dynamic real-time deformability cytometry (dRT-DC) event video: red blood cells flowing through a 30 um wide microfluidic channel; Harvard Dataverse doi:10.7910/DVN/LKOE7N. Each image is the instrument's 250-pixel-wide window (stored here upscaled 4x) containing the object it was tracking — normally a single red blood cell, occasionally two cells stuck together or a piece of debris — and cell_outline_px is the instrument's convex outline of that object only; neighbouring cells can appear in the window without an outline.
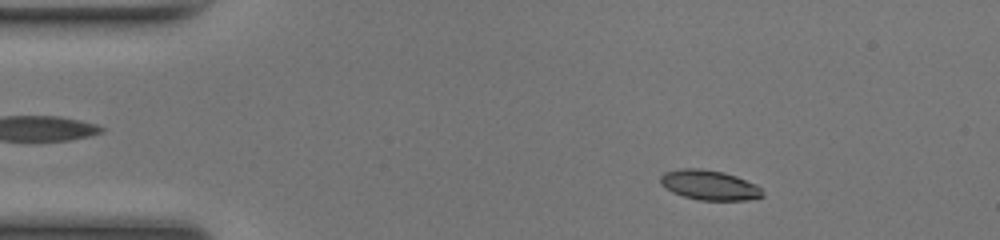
{"species": "common noctule bat (a hibernating species)", "species_latin": "Nyctalus noctula", "temperature_condition": "room temperature", "stored_images_in_passage": 43, "camera_frame_rate_fps": 3000, "um_per_image_px": 0.085, "animal": {"sex": "female", "body_mass_g": 17.0, "forearm_length_mm": 48.0}, "frame": {"image": 1, "passage_image": 1, "time_ms": 0.0, "image_size_px": [1000, 240], "cell_outline_px": [[764, 196], [748, 200], [700, 200], [684, 196], [672, 192], [660, 184], [660, 176], [664, 172], [680, 168], [700, 168], [724, 172], [736, 176], [756, 184], [764, 192]], "centroid_in_image_um": [60.29, 15.72], "position_along_channel_um": 24.7, "area_um2": 17.86}}
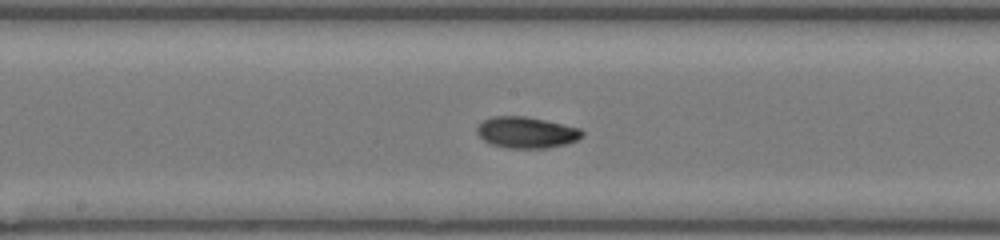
{"frame": {"image": 2, "passage_image": 19, "time_ms": 6.0, "image_size_px": [1000, 240], "cell_outline_px": [[584, 136], [568, 144], [548, 148], [504, 148], [492, 144], [484, 140], [476, 132], [476, 128], [484, 120], [492, 116], [524, 116], [544, 120], [580, 128], [584, 132]], "centroid_in_image_um": [44.76, 11.27], "position_along_channel_um": 203.4, "area_um2": 19.19}}
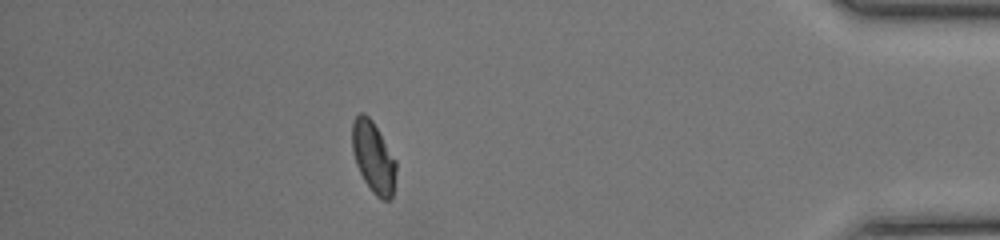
{"frame": {"image": 3, "passage_image": 37, "time_ms": 12.0, "image_size_px": [1000, 240], "cell_outline_px": [[396, 172], [392, 196], [388, 200], [380, 200], [372, 192], [364, 180], [356, 164], [352, 152], [352, 124], [356, 116], [360, 112], [364, 112], [372, 120], [396, 160]], "centroid_in_image_um": [31.73, 13.36], "position_along_channel_um": 403.5, "area_um2": 18.21}, "authors_computed_cell_mechanics": {"area_um2": 18.207, "velocity_mm_per_s": 4.1706, "shape_relaxation_time_tau1_ms": 3.1269, "shape_relaxation_time_tau2_ms": 5.1425, "deformation_change_tau1": 0.1571, "deformation_change_tau2": 0.0755}}